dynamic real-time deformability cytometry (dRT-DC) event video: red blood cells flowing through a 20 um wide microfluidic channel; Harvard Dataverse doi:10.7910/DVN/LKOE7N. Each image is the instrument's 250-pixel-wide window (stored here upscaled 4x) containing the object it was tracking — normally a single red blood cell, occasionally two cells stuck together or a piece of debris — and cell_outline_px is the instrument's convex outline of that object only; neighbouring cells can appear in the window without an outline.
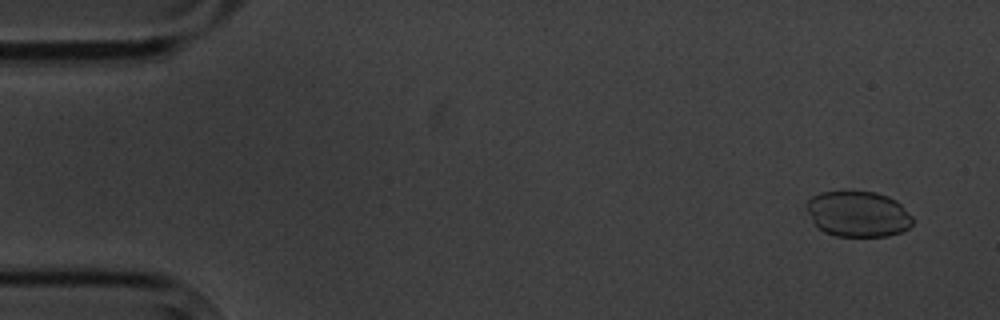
{"species": "common noctule bat (a hibernating species)", "species_latin": "Nyctalus noctula", "temperature_condition": "cold", "stored_images_in_passage": 5, "camera_frame_rate_fps": 3000, "um_per_image_px": 0.085, "animal": {"sex": "male", "body_mass_g": 20.1, "forearm_length_mm": 53.5}, "frame": {"image": 1, "passage_image": 1, "time_ms": 0.0, "image_size_px": [1000, 320], "cell_outline_px": [[912, 224], [908, 228], [900, 232], [888, 236], [836, 236], [824, 232], [812, 220], [804, 208], [804, 204], [812, 196], [820, 192], [848, 188], [876, 192], [888, 196], [896, 200], [912, 216]], "centroid_in_image_um": [72.88, 18.13], "position_along_channel_um": 12.1, "area_um2": 29.07}}